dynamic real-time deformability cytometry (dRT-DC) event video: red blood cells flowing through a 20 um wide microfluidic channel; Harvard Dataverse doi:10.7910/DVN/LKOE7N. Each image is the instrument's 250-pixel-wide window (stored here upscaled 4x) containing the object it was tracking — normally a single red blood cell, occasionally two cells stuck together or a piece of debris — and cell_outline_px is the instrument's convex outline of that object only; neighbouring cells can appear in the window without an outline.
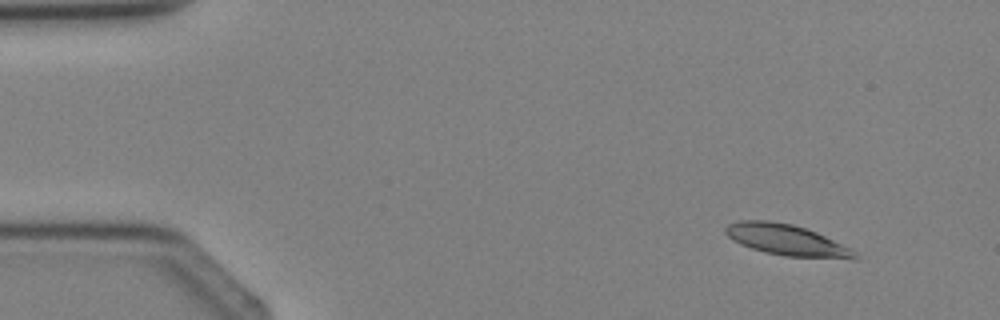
{"species": "Egyptian fruit bat (a non-hibernating species)", "species_latin": "Rousettus aegyptiacus", "temperature_condition": "cold", "stored_images_in_passage": 5, "camera_frame_rate_fps": 3000, "um_per_image_px": 0.085, "animal": {"sex": "female"}, "frame": {"image": 1, "passage_image": 5, "time_ms": 4.667, "image_size_px": [1000, 320], "cell_outline_px": [[860, 260], [852, 260], [784, 256], [764, 252], [740, 244], [732, 240], [724, 232], [724, 228], [728, 224], [740, 220], [768, 220], [792, 224], [816, 232], [856, 252], [860, 256]], "centroid_in_image_um": [66.88, 20.42], "position_along_channel_um": 18.1, "area_um2": 23.52}}